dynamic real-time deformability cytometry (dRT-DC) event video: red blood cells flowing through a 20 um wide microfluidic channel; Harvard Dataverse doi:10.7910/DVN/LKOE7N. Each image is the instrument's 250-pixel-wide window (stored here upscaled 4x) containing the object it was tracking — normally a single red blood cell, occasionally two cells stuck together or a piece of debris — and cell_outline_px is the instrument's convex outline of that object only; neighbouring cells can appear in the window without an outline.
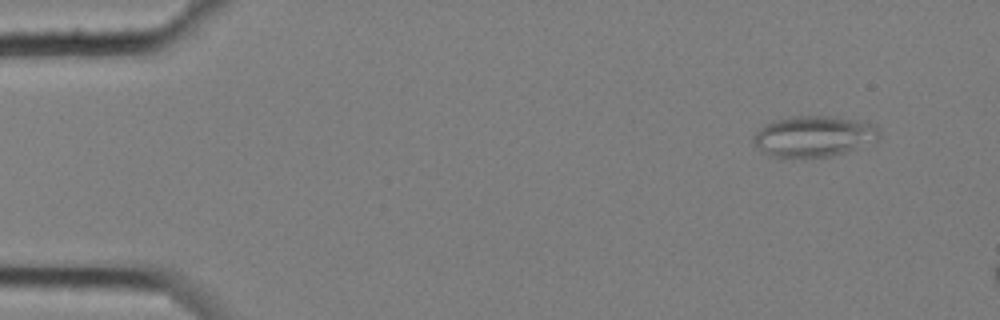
{"species": "common noctule bat (a hibernating species)", "species_latin": "Nyctalus noctula", "temperature_condition": "cold", "stored_images_in_passage": 4, "camera_frame_rate_fps": 3000, "um_per_image_px": 0.085, "animal": {"sex": "female", "body_mass_g": 25.1}, "frame": {"image": 1, "passage_image": 1, "time_ms": 0.0, "image_size_px": [1000, 320], "cell_outline_px": [[880, 136], [876, 140], [856, 148], [844, 152], [828, 156], [772, 156], [764, 152], [752, 140], [752, 136], [764, 124], [788, 116], [836, 116], [860, 120], [876, 124], [880, 128]], "centroid_in_image_um": [69.21, 11.54], "position_along_channel_um": 15.8, "area_um2": 29.77}}